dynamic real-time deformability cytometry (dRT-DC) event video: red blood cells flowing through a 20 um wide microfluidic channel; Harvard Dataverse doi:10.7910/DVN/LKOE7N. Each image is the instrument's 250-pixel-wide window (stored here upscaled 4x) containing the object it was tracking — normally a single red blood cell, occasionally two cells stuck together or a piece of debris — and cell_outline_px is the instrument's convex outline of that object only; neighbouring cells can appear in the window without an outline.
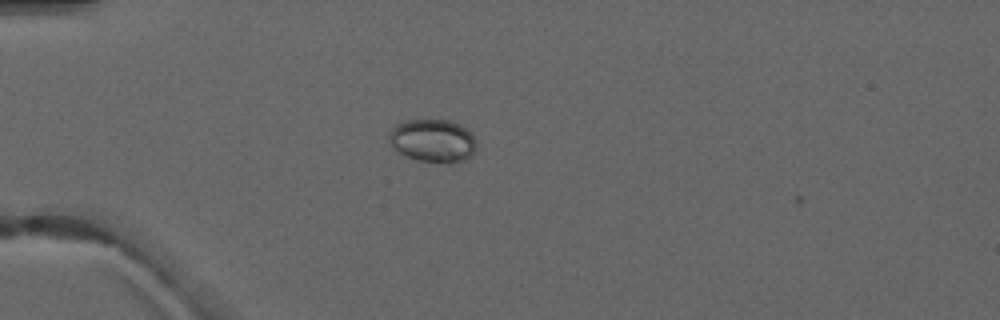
{"species": "common noctule bat (a hibernating species)", "species_latin": "Nyctalus noctula", "temperature_condition": "warm", "stored_images_in_passage": 3, "camera_frame_rate_fps": 3000, "um_per_image_px": 0.085, "animal": {"sex": "male", "forearm_length_mm": 52.5}, "frame": {"image": 1, "passage_image": 2, "time_ms": 1.0, "image_size_px": [1000, 320], "cell_outline_px": [[476, 152], [472, 156], [448, 164], [416, 160], [400, 152], [388, 144], [388, 132], [396, 124], [408, 120], [448, 120], [460, 124], [472, 132], [476, 140]], "centroid_in_image_um": [36.8, 11.96], "position_along_channel_um": 48.2, "area_um2": 22.25}}